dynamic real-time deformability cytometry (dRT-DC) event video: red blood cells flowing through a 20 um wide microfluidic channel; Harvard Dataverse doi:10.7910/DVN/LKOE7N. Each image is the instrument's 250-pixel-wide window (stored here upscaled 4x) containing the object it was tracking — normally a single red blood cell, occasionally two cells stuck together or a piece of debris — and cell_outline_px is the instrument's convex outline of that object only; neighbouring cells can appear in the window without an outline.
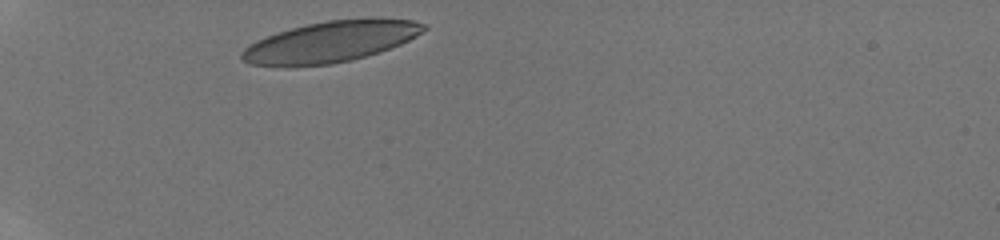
{"species": "human", "species_latin": "Homo sapiens", "temperature_condition": "room temperature", "stored_images_in_passage": 3, "camera_frame_rate_fps": 3000, "um_per_image_px": 0.085, "donor": {"sex": "male"}, "frame": {"image": 1, "passage_image": 1, "time_ms": 0.0, "image_size_px": [1000, 240], "cell_outline_px": [[428, 28], [416, 36], [400, 44], [380, 52], [352, 60], [332, 64], [288, 68], [248, 64], [240, 56], [240, 52], [244, 48], [256, 40], [276, 32], [308, 24], [328, 20], [380, 16], [384, 16], [412, 20], [428, 24]], "centroid_in_image_um": [28.12, 3.54], "position_along_channel_um": 56.9, "area_um2": 44.62}}
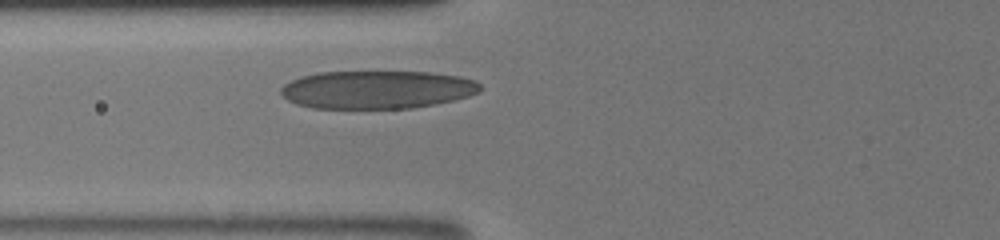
{"frame": {"image": 2, "passage_image": 3, "time_ms": 1.667, "image_size_px": [1000, 240], "cell_outline_px": [[480, 92], [468, 96], [436, 104], [412, 108], [312, 108], [296, 104], [288, 100], [280, 92], [280, 88], [284, 84], [292, 80], [304, 76], [320, 72], [432, 72], [460, 76], [476, 80], [480, 84]], "centroid_in_image_um": [32.07, 7.62], "position_along_channel_um": 93.7, "area_um2": 44.22}}